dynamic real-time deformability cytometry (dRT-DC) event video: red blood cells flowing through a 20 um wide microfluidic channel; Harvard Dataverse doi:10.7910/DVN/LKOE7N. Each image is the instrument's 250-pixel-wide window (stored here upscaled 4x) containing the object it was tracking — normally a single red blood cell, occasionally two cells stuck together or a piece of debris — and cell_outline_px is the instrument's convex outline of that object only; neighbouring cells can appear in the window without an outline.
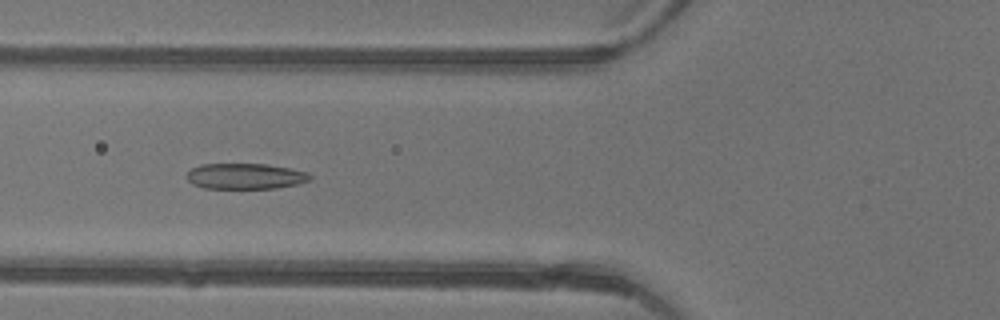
{"species": "common noctule bat (a hibernating species)", "species_latin": "Nyctalus noctula", "temperature_condition": "warm", "stored_images_in_passage": 48, "segment_of_instrument_passage": [1, 2], "camera_frame_rate_fps": 3000, "um_per_image_px": 0.085, "animal": {"sex": "female"}, "frame": {"image": 1, "passage_image": 18, "time_ms": 5.667, "image_size_px": [1000, 320], "cell_outline_px": [[312, 180], [300, 184], [276, 188], [204, 188], [192, 184], [188, 180], [188, 172], [192, 168], [200, 164], [268, 164], [308, 172], [312, 176]], "centroid_in_image_um": [20.9, 14.98], "position_along_channel_um": 104.9, "area_um2": 18.55}}
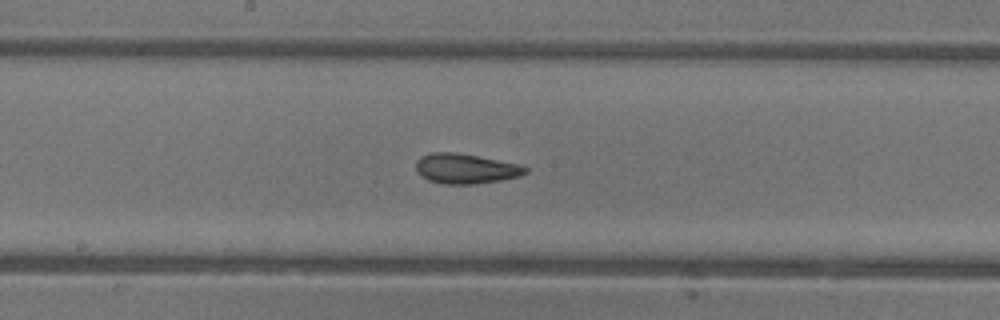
{"frame": {"image": 2, "passage_image": 25, "time_ms": 8.0, "image_size_px": [1000, 320], "cell_outline_px": [[528, 172], [520, 176], [500, 180], [476, 184], [444, 184], [428, 180], [420, 176], [416, 172], [416, 160], [420, 156], [432, 152], [456, 152], [520, 164], [528, 168]], "centroid_in_image_um": [39.56, 14.33], "position_along_channel_um": 208.6, "area_um2": 19.31}}
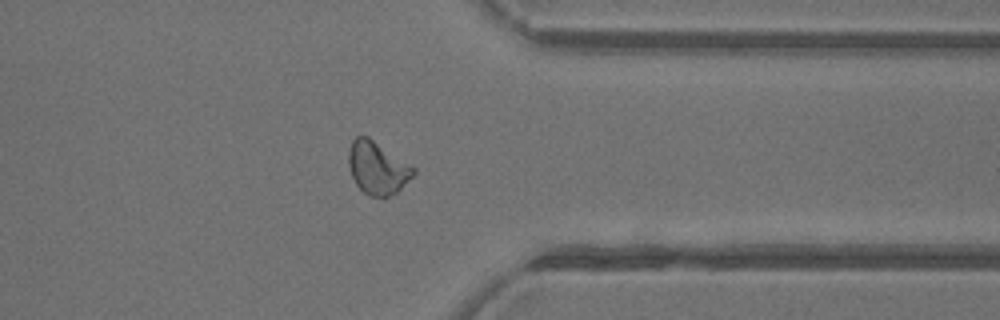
{"frame": {"image": 3, "passage_image": 37, "time_ms": 12.0, "image_size_px": [1000, 320], "cell_outline_px": [[416, 172], [396, 192], [384, 200], [368, 196], [356, 184], [352, 176], [348, 164], [348, 152], [352, 140], [356, 136], [368, 136], [412, 164], [416, 168]], "centroid_in_image_um": [32.09, 14.28], "position_along_channel_um": 379.3, "area_um2": 20.29}}